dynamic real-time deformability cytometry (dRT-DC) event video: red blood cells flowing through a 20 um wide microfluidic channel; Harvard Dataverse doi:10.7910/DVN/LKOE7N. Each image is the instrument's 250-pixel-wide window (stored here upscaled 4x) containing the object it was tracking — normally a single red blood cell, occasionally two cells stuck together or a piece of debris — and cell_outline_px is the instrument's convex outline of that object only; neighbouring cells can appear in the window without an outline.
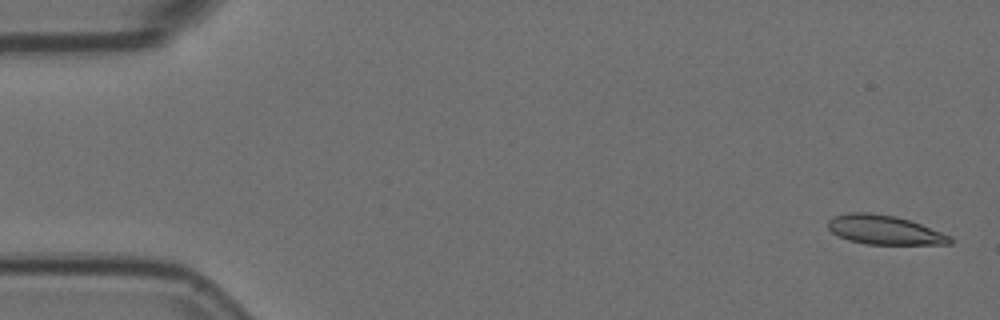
{"species": "Egyptian fruit bat (a non-hibernating species)", "species_latin": "Rousettus aegyptiacus", "temperature_condition": "room temperature", "stored_images_in_passage": 5, "camera_frame_rate_fps": 3000, "um_per_image_px": 0.085, "animal": {"sex": "female"}, "frame": {"image": 1, "passage_image": 1, "time_ms": 0.0, "image_size_px": [1000, 320], "cell_outline_px": [[952, 244], [868, 244], [848, 240], [832, 232], [828, 228], [828, 220], [836, 216], [848, 212], [872, 212], [896, 216], [920, 224], [952, 236]], "centroid_in_image_um": [75.18, 19.53], "position_along_channel_um": 9.8, "area_um2": 20.63}}
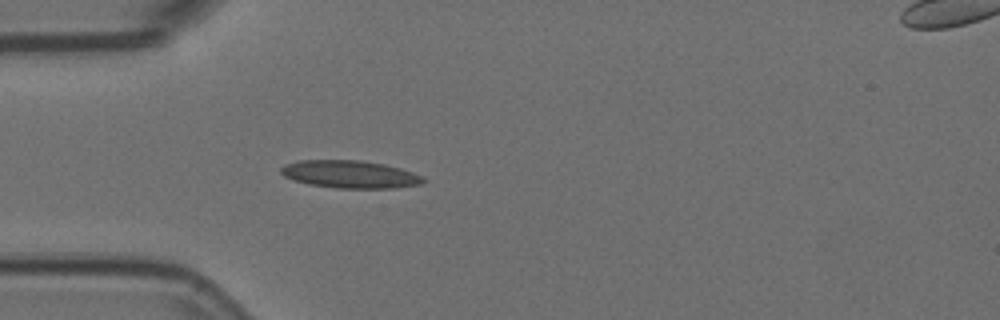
{"frame": {"image": 2, "passage_image": 5, "time_ms": 1.333, "image_size_px": [1000, 320], "cell_outline_px": [[424, 180], [420, 184], [396, 188], [336, 188], [308, 184], [292, 180], [284, 176], [280, 172], [280, 168], [284, 164], [300, 160], [360, 160], [384, 164], [400, 168], [412, 172], [420, 176]], "centroid_in_image_um": [29.69, 14.81], "position_along_channel_um": 55.3, "area_um2": 22.89}}